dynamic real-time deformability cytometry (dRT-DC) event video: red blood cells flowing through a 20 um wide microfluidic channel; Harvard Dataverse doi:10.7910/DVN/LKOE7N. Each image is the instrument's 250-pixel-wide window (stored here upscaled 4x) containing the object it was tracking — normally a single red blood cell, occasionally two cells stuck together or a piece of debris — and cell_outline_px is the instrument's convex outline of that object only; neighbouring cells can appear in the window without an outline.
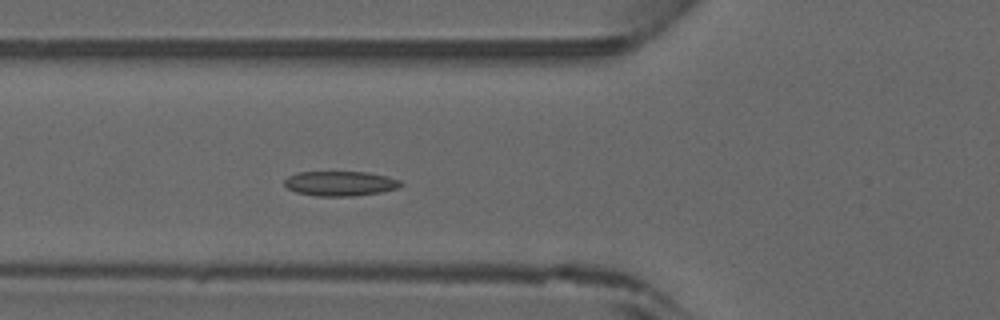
{"species": "common noctule bat (a hibernating species)", "species_latin": "Nyctalus noctula", "temperature_condition": "warm", "stored_images_in_passage": 35, "camera_frame_rate_fps": 3000, "um_per_image_px": 0.085, "animal": {"sex": "male", "forearm_length_mm": 52.5}, "frame": {"image": 1, "passage_image": 6, "time_ms": 1.667, "image_size_px": [1000, 320], "cell_outline_px": [[404, 184], [400, 188], [380, 192], [352, 196], [316, 196], [296, 192], [288, 188], [284, 184], [284, 180], [288, 176], [296, 172], [368, 172], [388, 176], [400, 180]], "centroid_in_image_um": [28.94, 15.59], "position_along_channel_um": 96.9, "area_um2": 16.94}}